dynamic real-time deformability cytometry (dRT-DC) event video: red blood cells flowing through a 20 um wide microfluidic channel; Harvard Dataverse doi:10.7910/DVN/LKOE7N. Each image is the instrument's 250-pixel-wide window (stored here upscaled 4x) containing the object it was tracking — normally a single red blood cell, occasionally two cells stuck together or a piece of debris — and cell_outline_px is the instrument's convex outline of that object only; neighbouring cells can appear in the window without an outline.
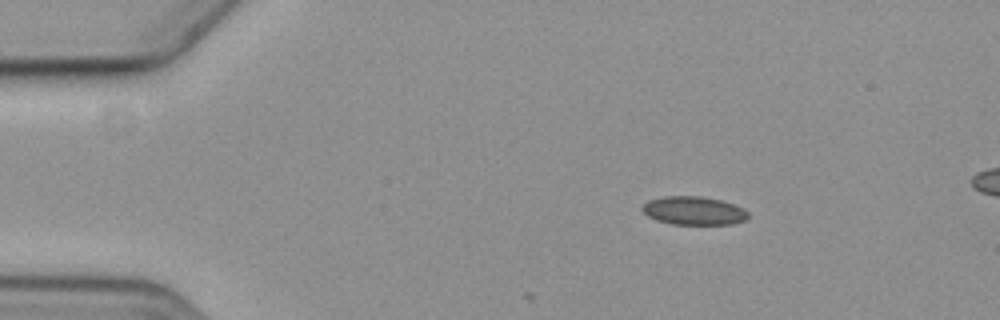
{"species": "common noctule bat (a hibernating species)", "species_latin": "Nyctalus noctula", "temperature_condition": "cold", "stored_images_in_passage": 5, "camera_frame_rate_fps": 3000, "um_per_image_px": 0.085, "animal": {"sex": "female", "body_mass_g": 19.3, "forearm_length_mm": 54.1}, "frame": {"image": 1, "passage_image": 2, "time_ms": 1.0, "image_size_px": [1000, 320], "cell_outline_px": [[748, 220], [732, 224], [672, 224], [656, 220], [648, 216], [640, 208], [648, 200], [668, 196], [700, 196], [720, 200], [744, 208], [748, 212]], "centroid_in_image_um": [58.98, 17.91], "position_along_channel_um": 26.0, "area_um2": 17.51}}